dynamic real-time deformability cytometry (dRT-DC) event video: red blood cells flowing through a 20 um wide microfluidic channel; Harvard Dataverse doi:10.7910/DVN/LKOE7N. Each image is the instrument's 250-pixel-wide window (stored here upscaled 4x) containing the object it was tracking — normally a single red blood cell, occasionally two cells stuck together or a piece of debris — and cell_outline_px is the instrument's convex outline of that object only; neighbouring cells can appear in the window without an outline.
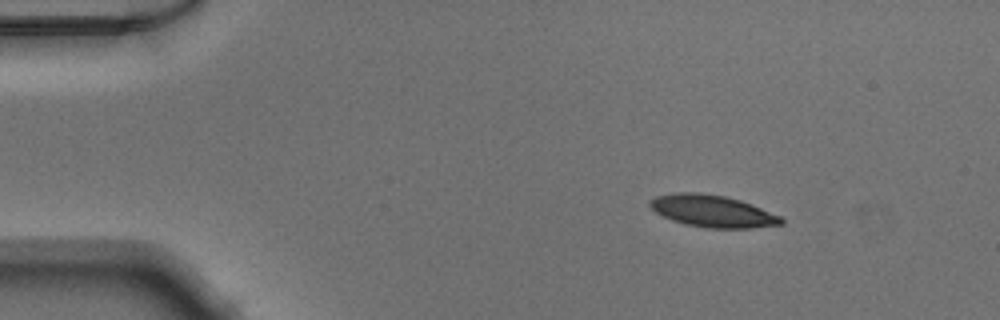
{"species": "Egyptian fruit bat (a non-hibernating species)", "species_latin": "Rousettus aegyptiacus", "temperature_condition": "warm", "stored_images_in_passage": 50, "camera_frame_rate_fps": 3000, "um_per_image_px": 0.085, "animal": {"sex": "male"}, "frame": {"image": 1, "passage_image": 7, "time_ms": 2.0, "image_size_px": [1000, 320], "cell_outline_px": [[784, 224], [752, 228], [704, 228], [684, 224], [672, 220], [656, 212], [648, 204], [648, 200], [656, 196], [676, 192], [696, 192], [724, 196], [740, 200], [752, 204], [780, 216], [784, 220]], "centroid_in_image_um": [60.55, 17.95], "position_along_channel_um": 24.4, "area_um2": 24.57}}
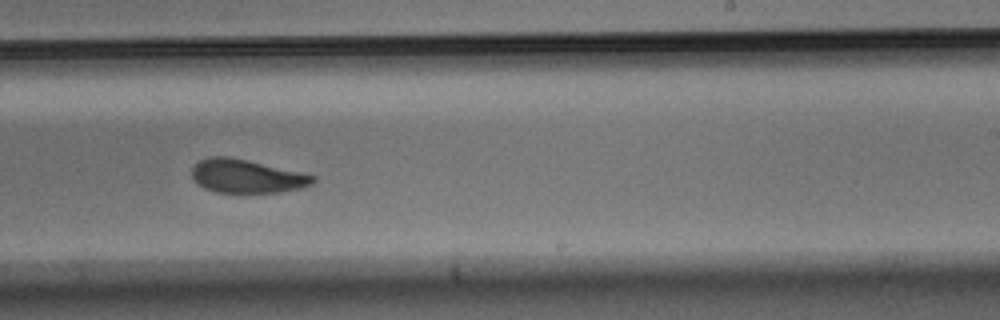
{"frame": {"image": 2, "passage_image": 31, "time_ms": 10.0, "image_size_px": [1000, 320], "cell_outline_px": [[316, 180], [312, 184], [300, 188], [280, 192], [216, 192], [204, 188], [192, 176], [192, 168], [200, 160], [208, 156], [228, 156], [248, 160], [300, 172], [316, 176]], "centroid_in_image_um": [20.97, 14.97], "position_along_channel_um": 268.0, "area_um2": 23.41}}
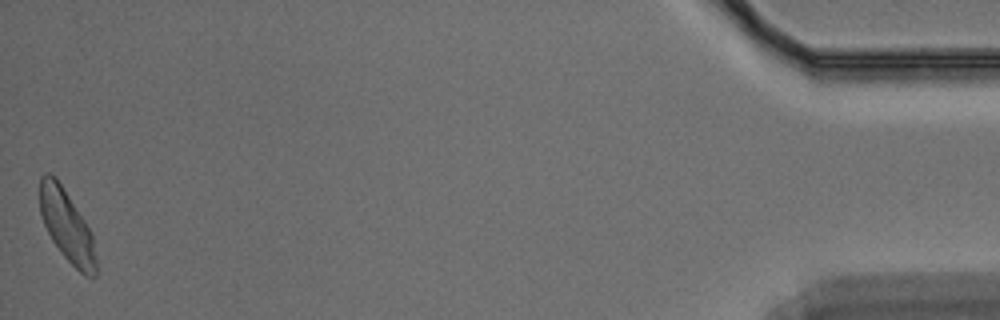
{"frame": {"image": 3, "passage_image": 50, "time_ms": 16.333, "image_size_px": [1000, 320], "cell_outline_px": [[96, 276], [84, 276], [64, 256], [52, 240], [44, 224], [40, 212], [40, 176], [44, 172], [48, 172], [56, 176], [92, 232], [96, 256]], "centroid_in_image_um": [5.68, 19.17], "position_along_channel_um": 429.5, "area_um2": 23.41}}